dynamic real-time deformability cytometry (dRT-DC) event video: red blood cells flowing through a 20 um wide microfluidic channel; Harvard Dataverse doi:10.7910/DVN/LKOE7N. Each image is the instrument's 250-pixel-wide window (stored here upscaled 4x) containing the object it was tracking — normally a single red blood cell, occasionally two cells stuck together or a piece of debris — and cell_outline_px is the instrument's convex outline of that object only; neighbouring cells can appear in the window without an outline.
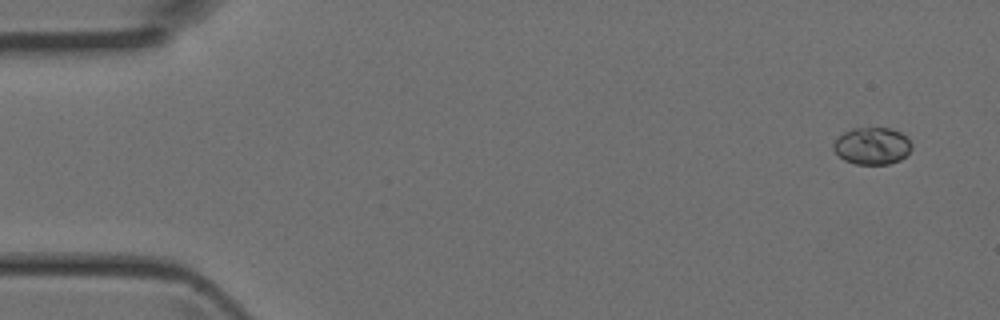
{"species": "Egyptian fruit bat (a non-hibernating species)", "species_latin": "Rousettus aegyptiacus", "temperature_condition": "room temperature", "stored_images_in_passage": 4, "camera_frame_rate_fps": 3000, "um_per_image_px": 0.085, "animal": {"sex": "female"}, "frame": {"image": 1, "passage_image": 1, "time_ms": 0.0, "image_size_px": [1000, 320], "cell_outline_px": [[912, 148], [900, 160], [888, 164], [856, 164], [844, 160], [832, 148], [832, 144], [844, 132], [852, 128], [892, 128], [908, 136], [912, 144]], "centroid_in_image_um": [74.15, 12.39], "position_along_channel_um": 10.8, "area_um2": 16.94}}